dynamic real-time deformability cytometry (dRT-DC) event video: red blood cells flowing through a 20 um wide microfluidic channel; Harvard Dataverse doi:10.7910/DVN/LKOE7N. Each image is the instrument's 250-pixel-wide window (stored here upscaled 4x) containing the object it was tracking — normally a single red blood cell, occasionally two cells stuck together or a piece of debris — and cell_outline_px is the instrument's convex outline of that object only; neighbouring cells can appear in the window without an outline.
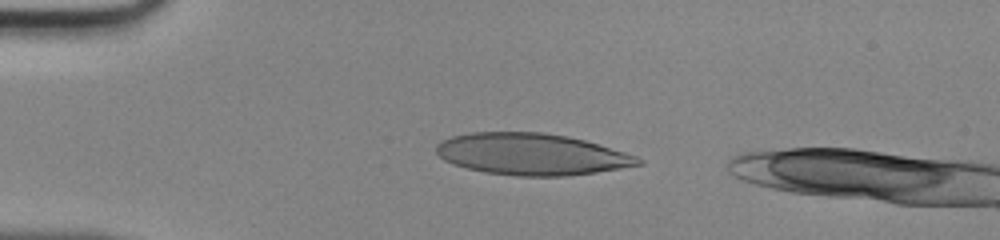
{"species": "human", "species_latin": "Homo sapiens", "temperature_condition": "room temperature", "stored_images_in_passage": 5, "camera_frame_rate_fps": 3000, "um_per_image_px": 0.085, "donor": {"sex": "male"}, "frame": {"image": 1, "passage_image": 1, "time_ms": 0.0, "image_size_px": [1000, 240], "cell_outline_px": [[644, 164], [596, 172], [564, 176], [516, 176], [484, 172], [468, 168], [444, 160], [436, 152], [436, 144], [440, 140], [452, 136], [472, 132], [540, 132], [564, 136], [584, 140], [636, 156], [644, 160]], "centroid_in_image_um": [45.16, 13.11], "position_along_channel_um": 39.8, "area_um2": 48.67}}